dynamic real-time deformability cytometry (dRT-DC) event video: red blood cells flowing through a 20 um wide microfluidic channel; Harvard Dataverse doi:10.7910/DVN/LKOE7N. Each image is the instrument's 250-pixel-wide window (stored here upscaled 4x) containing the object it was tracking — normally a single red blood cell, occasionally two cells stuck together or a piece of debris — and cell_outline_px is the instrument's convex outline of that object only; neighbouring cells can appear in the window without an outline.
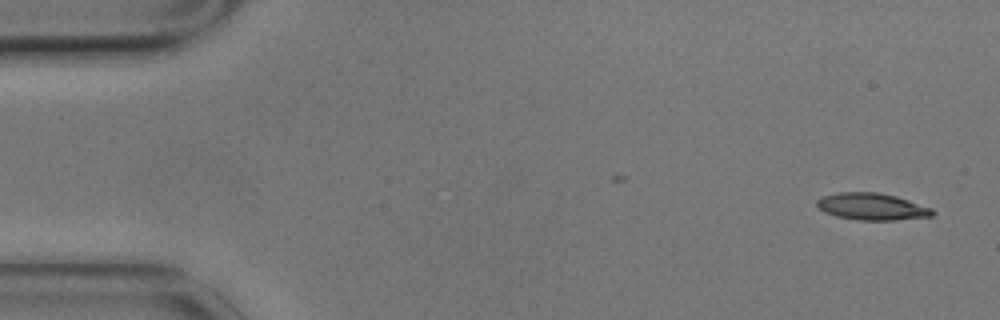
{"species": "common noctule bat (a hibernating species)", "species_latin": "Nyctalus noctula", "temperature_condition": "cold", "stored_images_in_passage": 5, "camera_frame_rate_fps": 3000, "um_per_image_px": 0.085, "animal": {"sex": "male", "body_mass_g": 17.9}, "frame": {"image": 1, "passage_image": 1, "time_ms": 0.0, "image_size_px": [1000, 320], "cell_outline_px": [[936, 212], [932, 216], [896, 220], [860, 220], [836, 216], [820, 208], [816, 204], [816, 200], [824, 196], [840, 192], [876, 192], [896, 196], [932, 208]], "centroid_in_image_um": [74.15, 17.56], "position_along_channel_um": 10.8, "area_um2": 17.92}}
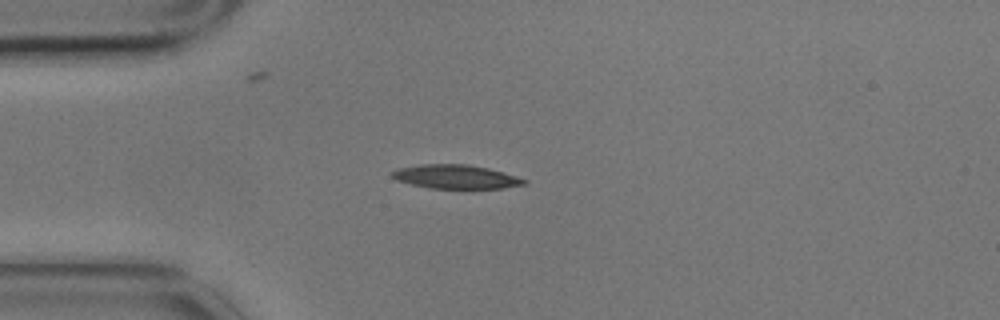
{"frame": {"image": 2, "passage_image": 4, "time_ms": 1.0, "image_size_px": [1000, 320], "cell_outline_px": [[528, 184], [504, 188], [432, 188], [412, 184], [396, 180], [392, 176], [392, 172], [400, 168], [420, 164], [468, 164], [488, 168], [504, 172], [528, 180]], "centroid_in_image_um": [38.8, 15.02], "position_along_channel_um": 46.2, "area_um2": 18.26}}
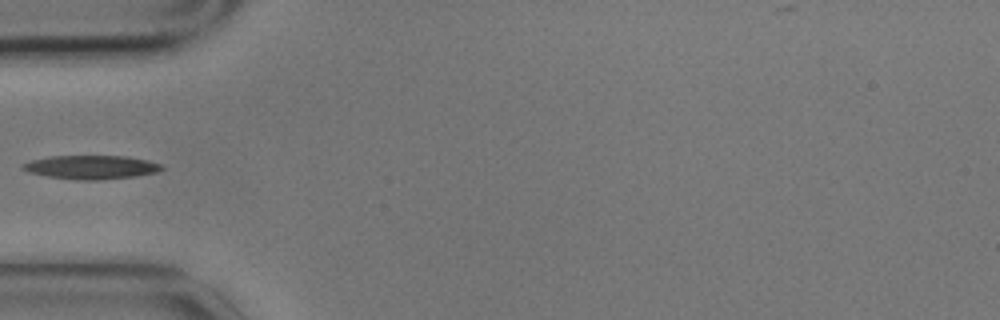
{"frame": {"image": 3, "passage_image": 5, "time_ms": 1.333, "image_size_px": [1000, 320], "cell_outline_px": [[164, 168], [156, 172], [132, 176], [100, 180], [80, 180], [48, 176], [28, 172], [20, 168], [20, 164], [32, 160], [48, 156], [124, 156], [148, 160], [160, 164]], "centroid_in_image_um": [7.69, 14.2], "position_along_channel_um": 77.3, "area_um2": 19.07}}